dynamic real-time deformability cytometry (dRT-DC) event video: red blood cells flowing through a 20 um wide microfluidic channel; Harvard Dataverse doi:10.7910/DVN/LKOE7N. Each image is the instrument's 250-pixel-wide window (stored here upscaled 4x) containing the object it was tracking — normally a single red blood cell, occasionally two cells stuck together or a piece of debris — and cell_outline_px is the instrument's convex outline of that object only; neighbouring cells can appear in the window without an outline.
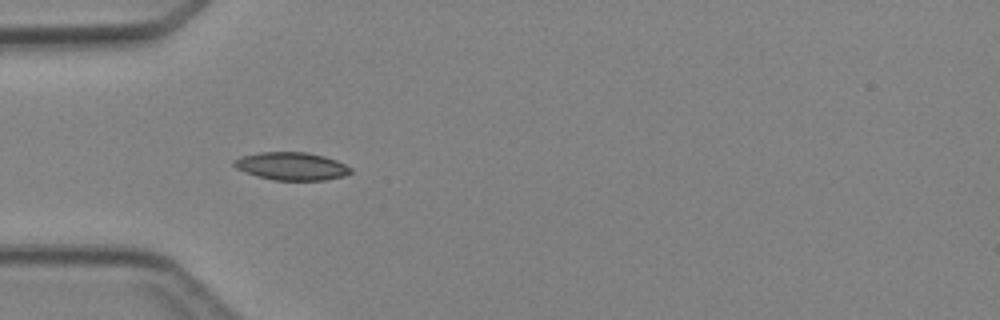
{"species": "Egyptian fruit bat (a non-hibernating species)", "species_latin": "Rousettus aegyptiacus", "temperature_condition": "cold", "stored_images_in_passage": 6, "camera_frame_rate_fps": 3000, "um_per_image_px": 0.085, "animal": {"sex": "female"}, "frame": {"image": 1, "passage_image": 4, "time_ms": 3.667, "image_size_px": [1000, 320], "cell_outline_px": [[352, 172], [344, 176], [324, 180], [272, 180], [256, 176], [236, 168], [232, 164], [232, 160], [240, 156], [260, 152], [308, 152], [324, 156], [336, 160], [352, 168]], "centroid_in_image_um": [24.76, 14.12], "position_along_channel_um": 60.2, "area_um2": 19.07}}
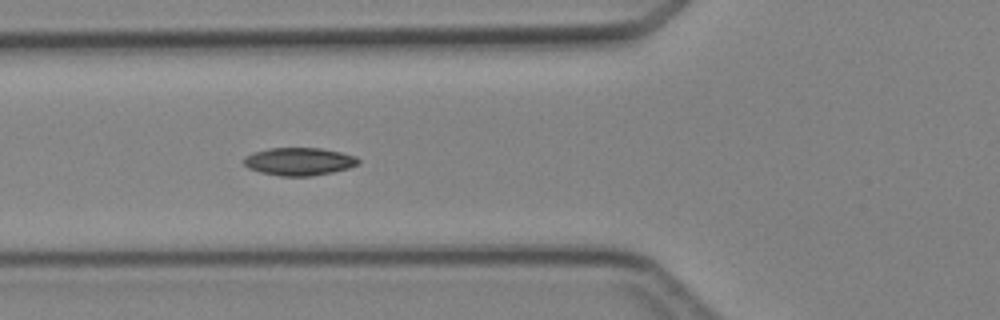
{"frame": {"image": 2, "passage_image": 5, "time_ms": 4.667, "image_size_px": [1000, 320], "cell_outline_px": [[360, 164], [348, 168], [332, 172], [312, 176], [280, 176], [260, 172], [248, 168], [244, 164], [244, 156], [252, 152], [268, 148], [320, 148], [340, 152], [356, 156], [360, 160]], "centroid_in_image_um": [25.42, 13.72], "position_along_channel_um": 100.4, "area_um2": 18.67}}
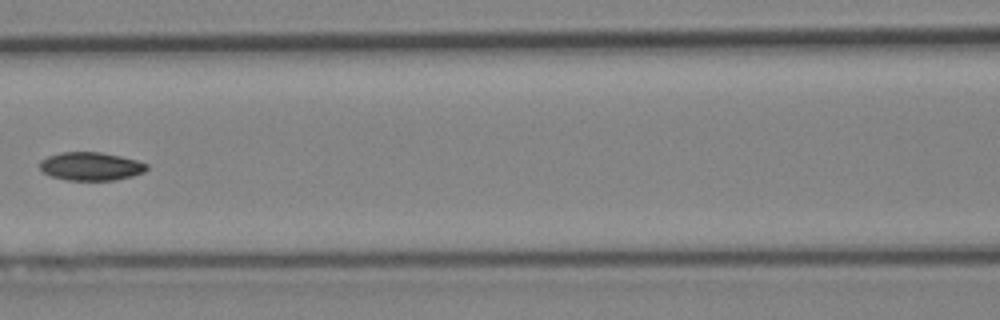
{"frame": {"image": 3, "passage_image": 6, "time_ms": 6.0, "image_size_px": [1000, 320], "cell_outline_px": [[148, 168], [144, 172], [132, 176], [116, 180], [68, 180], [52, 176], [44, 172], [40, 168], [40, 160], [48, 156], [60, 152], [100, 152], [120, 156], [136, 160], [148, 164]], "centroid_in_image_um": [7.73, 14.13], "position_along_channel_um": 158.9, "area_um2": 17.57}}